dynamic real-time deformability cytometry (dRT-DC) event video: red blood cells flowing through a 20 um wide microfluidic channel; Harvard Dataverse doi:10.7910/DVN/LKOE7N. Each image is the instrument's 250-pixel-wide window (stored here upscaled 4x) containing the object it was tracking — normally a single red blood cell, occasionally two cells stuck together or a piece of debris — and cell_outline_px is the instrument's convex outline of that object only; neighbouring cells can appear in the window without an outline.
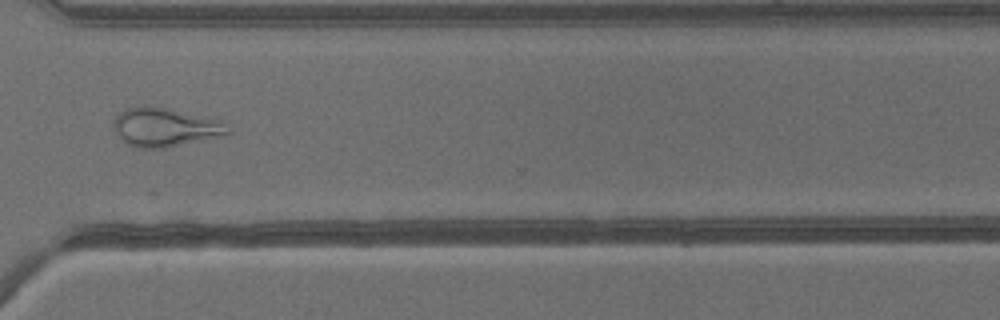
{"species": "common noctule bat (a hibernating species)", "species_latin": "Nyctalus noctula", "temperature_condition": "warm", "stored_images_in_passage": 40, "camera_frame_rate_fps": 3000, "um_per_image_px": 0.085, "animal": {"sex": "male", "body_mass_g": 13.3}, "frame": {"image": 1, "passage_image": 30, "time_ms": 9.667, "image_size_px": [1000, 320], "cell_outline_px": [[232, 132], [224, 136], [164, 148], [140, 148], [128, 144], [120, 140], [116, 132], [112, 120], [124, 108], [160, 108], [220, 120]], "centroid_in_image_um": [14.02, 10.86], "position_along_channel_um": 356.6, "area_um2": 25.09}}
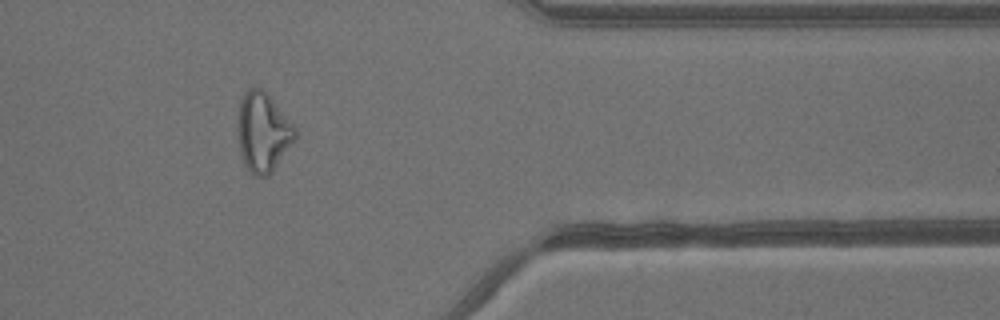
{"frame": {"image": 2, "passage_image": 33, "time_ms": 10.667, "image_size_px": [1000, 320], "cell_outline_px": [[296, 136], [272, 172], [268, 176], [256, 176], [244, 164], [240, 152], [236, 128], [236, 124], [240, 100], [244, 92], [248, 88], [260, 88], [268, 92], [296, 128]], "centroid_in_image_um": [22.32, 11.19], "position_along_channel_um": 389.1, "area_um2": 26.65}}
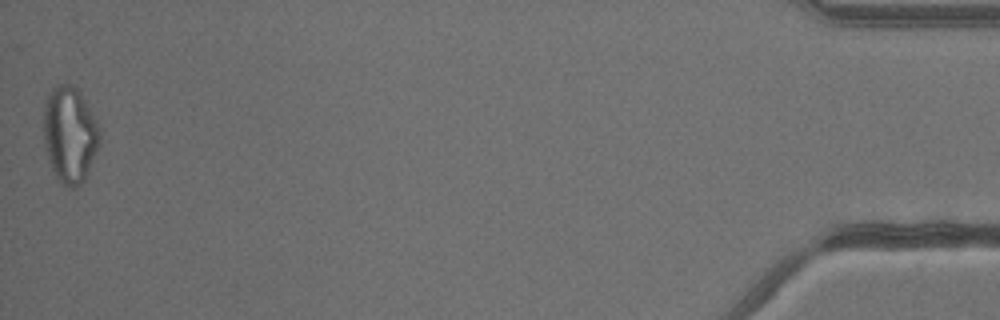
{"frame": {"image": 3, "passage_image": 40, "time_ms": 13.0, "image_size_px": [1000, 320], "cell_outline_px": [[100, 136], [96, 148], [84, 180], [72, 188], [68, 188], [60, 184], [52, 168], [44, 144], [44, 108], [48, 96], [52, 88], [60, 84], [72, 84], [80, 92], [96, 120], [100, 132]], "centroid_in_image_um": [5.91, 11.42], "position_along_channel_um": 429.3, "area_um2": 30.81}}